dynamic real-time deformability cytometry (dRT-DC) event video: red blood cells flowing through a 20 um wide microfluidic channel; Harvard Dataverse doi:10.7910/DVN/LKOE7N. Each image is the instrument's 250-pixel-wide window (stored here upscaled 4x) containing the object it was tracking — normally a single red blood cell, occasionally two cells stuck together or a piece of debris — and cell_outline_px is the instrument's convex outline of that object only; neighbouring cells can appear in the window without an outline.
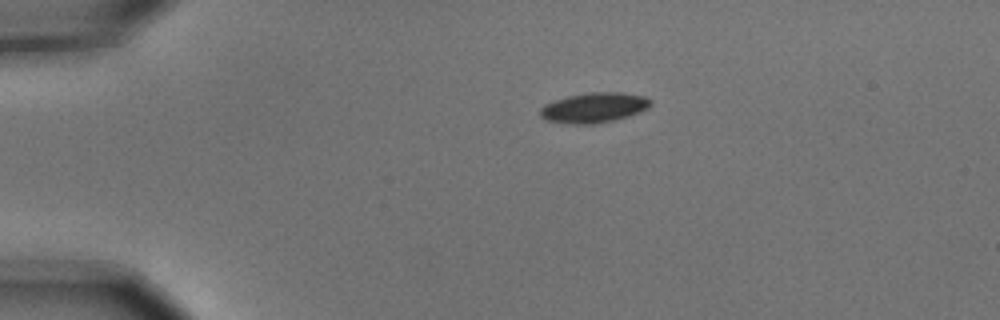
{"species": "common noctule bat (a hibernating species)", "species_latin": "Nyctalus noctula", "temperature_condition": "cold", "stored_images_in_passage": 3, "camera_frame_rate_fps": 3000, "um_per_image_px": 0.085, "animal": {"sex": "male", "body_mass_g": 15.6}, "frame": {"image": 1, "passage_image": 1, "time_ms": 0.0, "image_size_px": [1000, 320], "cell_outline_px": [[652, 104], [648, 108], [640, 112], [628, 116], [612, 120], [592, 124], [572, 124], [544, 120], [540, 116], [540, 108], [544, 104], [552, 100], [568, 96], [588, 92], [624, 92], [644, 96], [652, 100]], "centroid_in_image_um": [50.48, 9.14], "position_along_channel_um": 34.5, "area_um2": 19.54}}
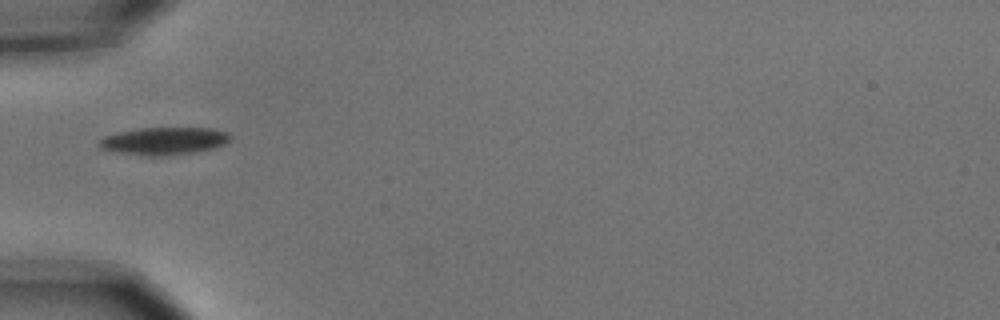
{"frame": {"image": 2, "passage_image": 3, "time_ms": 0.667, "image_size_px": [1000, 320], "cell_outline_px": [[232, 136], [224, 144], [216, 148], [196, 152], [164, 156], [148, 156], [116, 152], [100, 148], [96, 144], [104, 136], [120, 132], [140, 128], [212, 128], [228, 132]], "centroid_in_image_um": [13.95, 11.99], "position_along_channel_um": 71.0, "area_um2": 21.15}}